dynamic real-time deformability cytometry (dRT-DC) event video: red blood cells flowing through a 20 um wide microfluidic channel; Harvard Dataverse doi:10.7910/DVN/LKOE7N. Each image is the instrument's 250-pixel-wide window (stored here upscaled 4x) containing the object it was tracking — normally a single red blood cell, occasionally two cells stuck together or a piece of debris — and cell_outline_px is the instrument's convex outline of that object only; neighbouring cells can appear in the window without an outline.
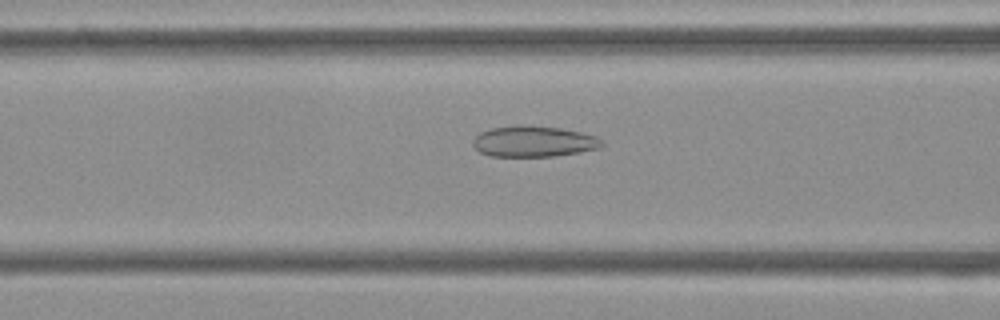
{"species": "Egyptian fruit bat (a non-hibernating species)", "species_latin": "Rousettus aegyptiacus", "temperature_condition": "cold", "stored_images_in_passage": 53, "camera_frame_rate_fps": 3000, "um_per_image_px": 0.085, "frame": {"image": 1, "passage_image": 21, "time_ms": 6.667, "image_size_px": [1000, 320], "cell_outline_px": [[604, 144], [600, 148], [580, 152], [552, 156], [492, 156], [480, 152], [472, 144], [472, 140], [480, 132], [492, 128], [516, 124], [524, 124], [560, 128], [580, 132], [596, 136], [604, 140]], "centroid_in_image_um": [45.37, 12.01], "position_along_channel_um": 121.2, "area_um2": 23.41}}
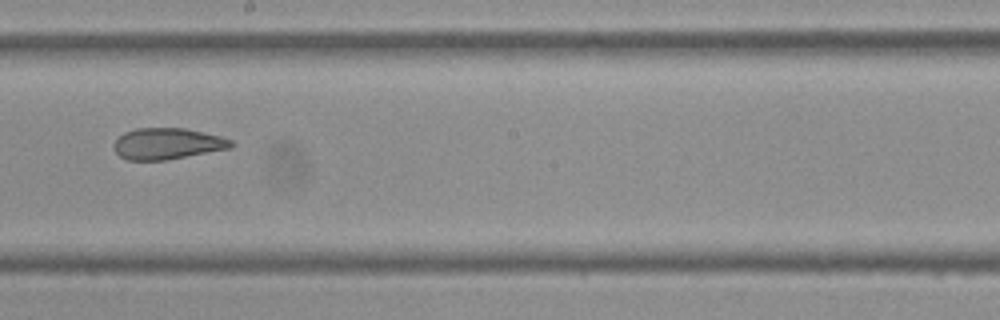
{"frame": {"image": 2, "passage_image": 30, "time_ms": 9.667, "image_size_px": [1000, 320], "cell_outline_px": [[236, 144], [232, 148], [168, 160], [128, 160], [120, 156], [112, 148], [112, 144], [124, 132], [136, 128], [184, 128], [220, 136], [232, 140]], "centroid_in_image_um": [14.24, 12.22], "position_along_channel_um": 234.0, "area_um2": 21.56}}
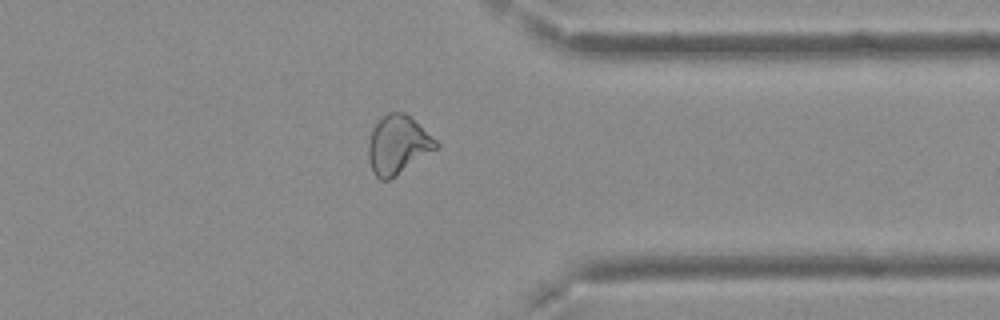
{"frame": {"image": 3, "passage_image": 42, "time_ms": 13.667, "image_size_px": [1000, 320], "cell_outline_px": [[440, 148], [396, 176], [388, 180], [380, 180], [372, 172], [368, 160], [368, 144], [372, 128], [388, 112], [404, 112], [436, 140], [440, 144]], "centroid_in_image_um": [33.82, 12.35], "position_along_channel_um": 377.6, "area_um2": 23.18}, "authors_computed_cell_mechanics": {"area_um2": 24.3338, "velocity_mm_per_s": 3.7498, "shape_relaxation_time_tau1_ms": null, "shape_relaxation_time_tau2_ms": 1.8578, "deformation_change_tau1": null, "deformation_change_tau2": 0.0791}}